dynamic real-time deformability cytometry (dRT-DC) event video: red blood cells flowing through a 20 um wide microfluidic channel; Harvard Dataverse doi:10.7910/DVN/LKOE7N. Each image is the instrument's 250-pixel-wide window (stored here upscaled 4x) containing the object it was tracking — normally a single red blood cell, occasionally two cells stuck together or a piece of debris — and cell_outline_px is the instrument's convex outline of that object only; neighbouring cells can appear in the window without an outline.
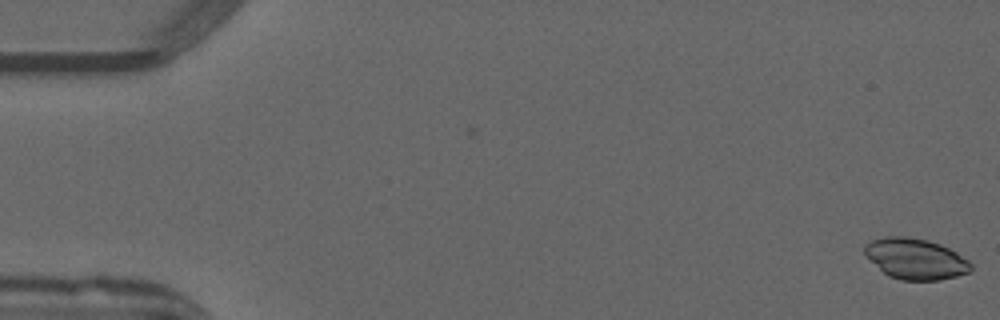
{"species": "common noctule bat (a hibernating species)", "species_latin": "Nyctalus noctula", "temperature_condition": "warm", "stored_images_in_passage": 2, "camera_frame_rate_fps": 3000, "um_per_image_px": 0.085, "animal": {"sex": "male", "forearm_length_mm": 52.5}, "frame": {"image": 1, "passage_image": 2, "time_ms": 0.333, "image_size_px": [1000, 320], "cell_outline_px": [[972, 268], [968, 272], [956, 276], [940, 280], [900, 280], [888, 276], [864, 252], [864, 244], [872, 240], [884, 236], [908, 236], [928, 240], [940, 244], [956, 252], [968, 260], [972, 264]], "centroid_in_image_um": [77.83, 21.99], "position_along_channel_um": 7.2, "area_um2": 25.14}}